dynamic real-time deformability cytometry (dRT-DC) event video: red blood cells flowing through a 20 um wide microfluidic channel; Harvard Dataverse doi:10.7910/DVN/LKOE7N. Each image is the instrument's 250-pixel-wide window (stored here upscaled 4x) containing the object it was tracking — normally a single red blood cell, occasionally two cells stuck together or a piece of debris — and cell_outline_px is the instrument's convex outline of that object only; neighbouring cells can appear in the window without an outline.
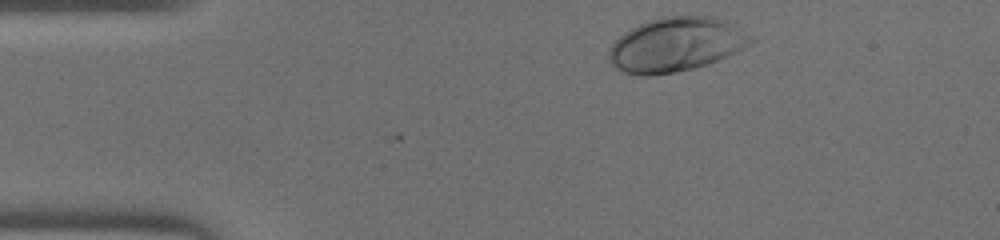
{"species": "human", "species_latin": "Homo sapiens", "temperature_condition": "warm", "stored_images_in_passage": 30, "camera_frame_rate_fps": 3000, "um_per_image_px": 0.085, "donor": {"sex": "male"}, "frame": {"image": 1, "passage_image": 1, "time_ms": 0.0, "image_size_px": [1000, 240], "cell_outline_px": [[756, 40], [736, 52], [708, 64], [692, 68], [652, 76], [640, 76], [624, 72], [616, 68], [608, 60], [608, 52], [612, 44], [620, 36], [632, 28], [648, 20], [664, 16], [716, 16], [752, 36]], "centroid_in_image_um": [57.44, 3.79], "position_along_channel_um": 27.6, "area_um2": 44.51}}
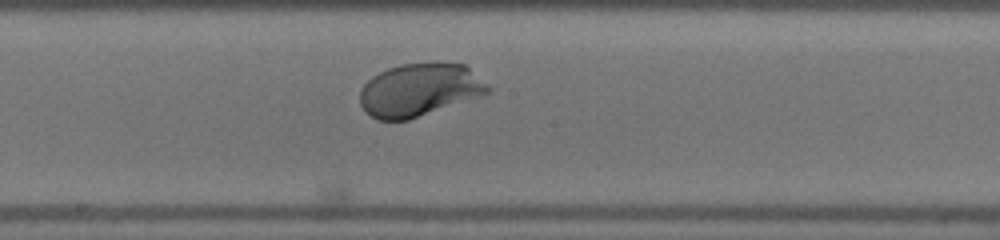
{"frame": {"image": 2, "passage_image": 18, "time_ms": 5.667, "image_size_px": [1000, 240], "cell_outline_px": [[492, 92], [408, 120], [376, 120], [364, 112], [360, 104], [360, 88], [372, 76], [388, 68], [400, 64], [436, 60], [464, 64], [492, 88]], "centroid_in_image_um": [35.64, 7.61], "position_along_channel_um": 212.6, "area_um2": 40.06}}
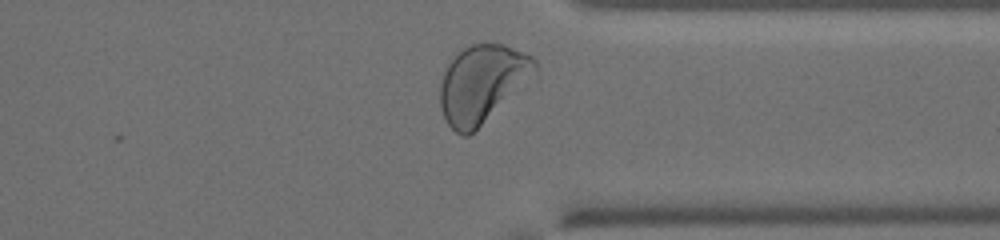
{"frame": {"image": 3, "passage_image": 29, "time_ms": 9.333, "image_size_px": [1000, 240], "cell_outline_px": [[540, 68], [468, 136], [464, 136], [456, 132], [448, 124], [440, 108], [440, 84], [444, 72], [448, 64], [464, 48], [472, 44], [504, 44], [532, 56], [536, 60]], "centroid_in_image_um": [40.96, 7.08], "position_along_channel_um": 370.4, "area_um2": 41.67}}